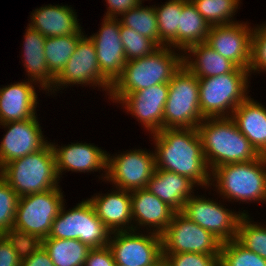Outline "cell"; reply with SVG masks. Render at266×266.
<instances>
[{"instance_id":"cell-1","label":"cell","mask_w":266,"mask_h":266,"mask_svg":"<svg viewBox=\"0 0 266 266\" xmlns=\"http://www.w3.org/2000/svg\"><path fill=\"white\" fill-rule=\"evenodd\" d=\"M152 134L156 144L155 169L185 176L197 185H212L197 128H163Z\"/></svg>"},{"instance_id":"cell-2","label":"cell","mask_w":266,"mask_h":266,"mask_svg":"<svg viewBox=\"0 0 266 266\" xmlns=\"http://www.w3.org/2000/svg\"><path fill=\"white\" fill-rule=\"evenodd\" d=\"M197 131L211 172L224 164L253 161L260 156L231 117L204 118Z\"/></svg>"},{"instance_id":"cell-3","label":"cell","mask_w":266,"mask_h":266,"mask_svg":"<svg viewBox=\"0 0 266 266\" xmlns=\"http://www.w3.org/2000/svg\"><path fill=\"white\" fill-rule=\"evenodd\" d=\"M170 48L159 47L150 55L127 61L121 76L111 87L110 98L120 102L130 92L169 83L183 64V55Z\"/></svg>"},{"instance_id":"cell-4","label":"cell","mask_w":266,"mask_h":266,"mask_svg":"<svg viewBox=\"0 0 266 266\" xmlns=\"http://www.w3.org/2000/svg\"><path fill=\"white\" fill-rule=\"evenodd\" d=\"M0 176L19 197L58 187L60 177L52 144L5 164Z\"/></svg>"},{"instance_id":"cell-5","label":"cell","mask_w":266,"mask_h":266,"mask_svg":"<svg viewBox=\"0 0 266 266\" xmlns=\"http://www.w3.org/2000/svg\"><path fill=\"white\" fill-rule=\"evenodd\" d=\"M63 203L59 187L19 197L11 235L27 243H39L48 237Z\"/></svg>"},{"instance_id":"cell-6","label":"cell","mask_w":266,"mask_h":266,"mask_svg":"<svg viewBox=\"0 0 266 266\" xmlns=\"http://www.w3.org/2000/svg\"><path fill=\"white\" fill-rule=\"evenodd\" d=\"M266 156L247 162L229 163L212 171L220 195L237 201H266Z\"/></svg>"},{"instance_id":"cell-7","label":"cell","mask_w":266,"mask_h":266,"mask_svg":"<svg viewBox=\"0 0 266 266\" xmlns=\"http://www.w3.org/2000/svg\"><path fill=\"white\" fill-rule=\"evenodd\" d=\"M248 73L249 70L237 67L231 73L198 78L203 118L228 117L229 113L226 112L229 111L232 115L236 107L248 97Z\"/></svg>"},{"instance_id":"cell-8","label":"cell","mask_w":266,"mask_h":266,"mask_svg":"<svg viewBox=\"0 0 266 266\" xmlns=\"http://www.w3.org/2000/svg\"><path fill=\"white\" fill-rule=\"evenodd\" d=\"M168 85L164 128H197L204 119L200 111L198 78L182 64Z\"/></svg>"},{"instance_id":"cell-9","label":"cell","mask_w":266,"mask_h":266,"mask_svg":"<svg viewBox=\"0 0 266 266\" xmlns=\"http://www.w3.org/2000/svg\"><path fill=\"white\" fill-rule=\"evenodd\" d=\"M64 206L63 204L58 216L54 219L51 231L46 238L76 239L90 248L108 245L111 231L97 217L89 200L82 201L67 212Z\"/></svg>"},{"instance_id":"cell-10","label":"cell","mask_w":266,"mask_h":266,"mask_svg":"<svg viewBox=\"0 0 266 266\" xmlns=\"http://www.w3.org/2000/svg\"><path fill=\"white\" fill-rule=\"evenodd\" d=\"M161 237L162 253L220 255L222 242L182 212L174 213Z\"/></svg>"},{"instance_id":"cell-11","label":"cell","mask_w":266,"mask_h":266,"mask_svg":"<svg viewBox=\"0 0 266 266\" xmlns=\"http://www.w3.org/2000/svg\"><path fill=\"white\" fill-rule=\"evenodd\" d=\"M131 232L128 230L111 233L114 238L110 236L108 246L115 263L122 266H162L161 235L150 232L146 236L136 234L135 230Z\"/></svg>"},{"instance_id":"cell-12","label":"cell","mask_w":266,"mask_h":266,"mask_svg":"<svg viewBox=\"0 0 266 266\" xmlns=\"http://www.w3.org/2000/svg\"><path fill=\"white\" fill-rule=\"evenodd\" d=\"M155 153L141 149L130 150L116 157L107 154L106 174L104 178L116 185V188L128 191L146 188L155 172Z\"/></svg>"},{"instance_id":"cell-13","label":"cell","mask_w":266,"mask_h":266,"mask_svg":"<svg viewBox=\"0 0 266 266\" xmlns=\"http://www.w3.org/2000/svg\"><path fill=\"white\" fill-rule=\"evenodd\" d=\"M181 212L222 243L236 239L239 220L246 215L244 212L236 214L214 200L194 195L185 202Z\"/></svg>"},{"instance_id":"cell-14","label":"cell","mask_w":266,"mask_h":266,"mask_svg":"<svg viewBox=\"0 0 266 266\" xmlns=\"http://www.w3.org/2000/svg\"><path fill=\"white\" fill-rule=\"evenodd\" d=\"M67 84H98L110 94L112 85L101 75L94 44L87 36L78 41L71 58L55 78L53 88Z\"/></svg>"},{"instance_id":"cell-15","label":"cell","mask_w":266,"mask_h":266,"mask_svg":"<svg viewBox=\"0 0 266 266\" xmlns=\"http://www.w3.org/2000/svg\"><path fill=\"white\" fill-rule=\"evenodd\" d=\"M253 29L238 22L214 25L210 27L205 43L237 67L249 70Z\"/></svg>"},{"instance_id":"cell-16","label":"cell","mask_w":266,"mask_h":266,"mask_svg":"<svg viewBox=\"0 0 266 266\" xmlns=\"http://www.w3.org/2000/svg\"><path fill=\"white\" fill-rule=\"evenodd\" d=\"M99 33L90 36L101 75L111 84L121 76L127 59L120 37L119 18L104 17Z\"/></svg>"},{"instance_id":"cell-17","label":"cell","mask_w":266,"mask_h":266,"mask_svg":"<svg viewBox=\"0 0 266 266\" xmlns=\"http://www.w3.org/2000/svg\"><path fill=\"white\" fill-rule=\"evenodd\" d=\"M12 121L0 125L7 127V133L0 144V169L7 163L44 148V139L38 120Z\"/></svg>"},{"instance_id":"cell-18","label":"cell","mask_w":266,"mask_h":266,"mask_svg":"<svg viewBox=\"0 0 266 266\" xmlns=\"http://www.w3.org/2000/svg\"><path fill=\"white\" fill-rule=\"evenodd\" d=\"M169 85L162 83L128 93L119 103L125 104L127 112L142 122L151 131L164 128V107L168 99Z\"/></svg>"},{"instance_id":"cell-19","label":"cell","mask_w":266,"mask_h":266,"mask_svg":"<svg viewBox=\"0 0 266 266\" xmlns=\"http://www.w3.org/2000/svg\"><path fill=\"white\" fill-rule=\"evenodd\" d=\"M110 194H101L88 199L93 205L97 217L112 232L133 231L137 226L131 224L132 207L130 191L119 189ZM131 224L130 226H126ZM123 225V226H122ZM134 228H133V227ZM121 227V228H120ZM125 227V228H124Z\"/></svg>"},{"instance_id":"cell-20","label":"cell","mask_w":266,"mask_h":266,"mask_svg":"<svg viewBox=\"0 0 266 266\" xmlns=\"http://www.w3.org/2000/svg\"><path fill=\"white\" fill-rule=\"evenodd\" d=\"M56 159L57 174L64 170L91 172L104 169L106 172L107 153L87 143H73L57 148L52 144ZM64 169V170H63Z\"/></svg>"},{"instance_id":"cell-21","label":"cell","mask_w":266,"mask_h":266,"mask_svg":"<svg viewBox=\"0 0 266 266\" xmlns=\"http://www.w3.org/2000/svg\"><path fill=\"white\" fill-rule=\"evenodd\" d=\"M132 219L139 226L148 225L162 234L171 223L175 211L146 188L130 191Z\"/></svg>"},{"instance_id":"cell-22","label":"cell","mask_w":266,"mask_h":266,"mask_svg":"<svg viewBox=\"0 0 266 266\" xmlns=\"http://www.w3.org/2000/svg\"><path fill=\"white\" fill-rule=\"evenodd\" d=\"M18 82L0 88V124L34 118L37 95L31 83Z\"/></svg>"},{"instance_id":"cell-23","label":"cell","mask_w":266,"mask_h":266,"mask_svg":"<svg viewBox=\"0 0 266 266\" xmlns=\"http://www.w3.org/2000/svg\"><path fill=\"white\" fill-rule=\"evenodd\" d=\"M229 116L258 154L266 156V108L247 97Z\"/></svg>"},{"instance_id":"cell-24","label":"cell","mask_w":266,"mask_h":266,"mask_svg":"<svg viewBox=\"0 0 266 266\" xmlns=\"http://www.w3.org/2000/svg\"><path fill=\"white\" fill-rule=\"evenodd\" d=\"M195 183L189 178L162 169H155L146 189L160 198L175 212H181L192 196Z\"/></svg>"},{"instance_id":"cell-25","label":"cell","mask_w":266,"mask_h":266,"mask_svg":"<svg viewBox=\"0 0 266 266\" xmlns=\"http://www.w3.org/2000/svg\"><path fill=\"white\" fill-rule=\"evenodd\" d=\"M68 6H44L32 13L30 27L45 37L83 34L75 12Z\"/></svg>"},{"instance_id":"cell-26","label":"cell","mask_w":266,"mask_h":266,"mask_svg":"<svg viewBox=\"0 0 266 266\" xmlns=\"http://www.w3.org/2000/svg\"><path fill=\"white\" fill-rule=\"evenodd\" d=\"M24 37V66L28 76L31 77L30 81L32 83L37 81L44 90L57 91L56 88L51 89L55 77L49 72L44 55L46 37L30 26L27 28Z\"/></svg>"},{"instance_id":"cell-27","label":"cell","mask_w":266,"mask_h":266,"mask_svg":"<svg viewBox=\"0 0 266 266\" xmlns=\"http://www.w3.org/2000/svg\"><path fill=\"white\" fill-rule=\"evenodd\" d=\"M190 52L196 59L183 56V64L197 77L207 78L233 72L237 66L216 52L205 42L189 46L185 52ZM190 60V61H189Z\"/></svg>"},{"instance_id":"cell-28","label":"cell","mask_w":266,"mask_h":266,"mask_svg":"<svg viewBox=\"0 0 266 266\" xmlns=\"http://www.w3.org/2000/svg\"><path fill=\"white\" fill-rule=\"evenodd\" d=\"M210 27L191 0H181L180 28H178L179 49L185 51L193 44L205 42Z\"/></svg>"},{"instance_id":"cell-29","label":"cell","mask_w":266,"mask_h":266,"mask_svg":"<svg viewBox=\"0 0 266 266\" xmlns=\"http://www.w3.org/2000/svg\"><path fill=\"white\" fill-rule=\"evenodd\" d=\"M39 243L55 266H84L91 249L76 239L44 238Z\"/></svg>"},{"instance_id":"cell-30","label":"cell","mask_w":266,"mask_h":266,"mask_svg":"<svg viewBox=\"0 0 266 266\" xmlns=\"http://www.w3.org/2000/svg\"><path fill=\"white\" fill-rule=\"evenodd\" d=\"M83 34L46 37L44 55L49 72L56 78L65 67Z\"/></svg>"},{"instance_id":"cell-31","label":"cell","mask_w":266,"mask_h":266,"mask_svg":"<svg viewBox=\"0 0 266 266\" xmlns=\"http://www.w3.org/2000/svg\"><path fill=\"white\" fill-rule=\"evenodd\" d=\"M159 31V47L178 48L181 0H169L161 7H155ZM166 43V44H165Z\"/></svg>"},{"instance_id":"cell-32","label":"cell","mask_w":266,"mask_h":266,"mask_svg":"<svg viewBox=\"0 0 266 266\" xmlns=\"http://www.w3.org/2000/svg\"><path fill=\"white\" fill-rule=\"evenodd\" d=\"M140 3L128 12L123 13L119 20L121 25L129 27L139 34L152 39L159 46V31L155 5L154 7H141Z\"/></svg>"},{"instance_id":"cell-33","label":"cell","mask_w":266,"mask_h":266,"mask_svg":"<svg viewBox=\"0 0 266 266\" xmlns=\"http://www.w3.org/2000/svg\"><path fill=\"white\" fill-rule=\"evenodd\" d=\"M210 26L235 23L231 21L239 0H191ZM236 9V10H235Z\"/></svg>"},{"instance_id":"cell-34","label":"cell","mask_w":266,"mask_h":266,"mask_svg":"<svg viewBox=\"0 0 266 266\" xmlns=\"http://www.w3.org/2000/svg\"><path fill=\"white\" fill-rule=\"evenodd\" d=\"M220 266H266V259L234 239L221 244Z\"/></svg>"},{"instance_id":"cell-35","label":"cell","mask_w":266,"mask_h":266,"mask_svg":"<svg viewBox=\"0 0 266 266\" xmlns=\"http://www.w3.org/2000/svg\"><path fill=\"white\" fill-rule=\"evenodd\" d=\"M250 222L247 214L241 217L236 240L246 249L266 259V227Z\"/></svg>"},{"instance_id":"cell-36","label":"cell","mask_w":266,"mask_h":266,"mask_svg":"<svg viewBox=\"0 0 266 266\" xmlns=\"http://www.w3.org/2000/svg\"><path fill=\"white\" fill-rule=\"evenodd\" d=\"M120 37L127 61L152 54L159 46L150 38L120 23Z\"/></svg>"},{"instance_id":"cell-37","label":"cell","mask_w":266,"mask_h":266,"mask_svg":"<svg viewBox=\"0 0 266 266\" xmlns=\"http://www.w3.org/2000/svg\"><path fill=\"white\" fill-rule=\"evenodd\" d=\"M19 196L0 176V235H11Z\"/></svg>"},{"instance_id":"cell-38","label":"cell","mask_w":266,"mask_h":266,"mask_svg":"<svg viewBox=\"0 0 266 266\" xmlns=\"http://www.w3.org/2000/svg\"><path fill=\"white\" fill-rule=\"evenodd\" d=\"M162 266H220V255L162 253Z\"/></svg>"},{"instance_id":"cell-39","label":"cell","mask_w":266,"mask_h":266,"mask_svg":"<svg viewBox=\"0 0 266 266\" xmlns=\"http://www.w3.org/2000/svg\"><path fill=\"white\" fill-rule=\"evenodd\" d=\"M26 243L12 235H0V266H21Z\"/></svg>"},{"instance_id":"cell-40","label":"cell","mask_w":266,"mask_h":266,"mask_svg":"<svg viewBox=\"0 0 266 266\" xmlns=\"http://www.w3.org/2000/svg\"><path fill=\"white\" fill-rule=\"evenodd\" d=\"M266 71V24L258 26L251 37V64L249 72L257 70Z\"/></svg>"},{"instance_id":"cell-41","label":"cell","mask_w":266,"mask_h":266,"mask_svg":"<svg viewBox=\"0 0 266 266\" xmlns=\"http://www.w3.org/2000/svg\"><path fill=\"white\" fill-rule=\"evenodd\" d=\"M21 266H55L40 243H26Z\"/></svg>"},{"instance_id":"cell-42","label":"cell","mask_w":266,"mask_h":266,"mask_svg":"<svg viewBox=\"0 0 266 266\" xmlns=\"http://www.w3.org/2000/svg\"><path fill=\"white\" fill-rule=\"evenodd\" d=\"M114 256L107 245L100 248H91L84 266H115Z\"/></svg>"},{"instance_id":"cell-43","label":"cell","mask_w":266,"mask_h":266,"mask_svg":"<svg viewBox=\"0 0 266 266\" xmlns=\"http://www.w3.org/2000/svg\"><path fill=\"white\" fill-rule=\"evenodd\" d=\"M107 6V13L105 17L108 18H116L117 15H122L123 13L128 12L131 8L136 7L142 0H106ZM117 14V15H116Z\"/></svg>"}]
</instances>
